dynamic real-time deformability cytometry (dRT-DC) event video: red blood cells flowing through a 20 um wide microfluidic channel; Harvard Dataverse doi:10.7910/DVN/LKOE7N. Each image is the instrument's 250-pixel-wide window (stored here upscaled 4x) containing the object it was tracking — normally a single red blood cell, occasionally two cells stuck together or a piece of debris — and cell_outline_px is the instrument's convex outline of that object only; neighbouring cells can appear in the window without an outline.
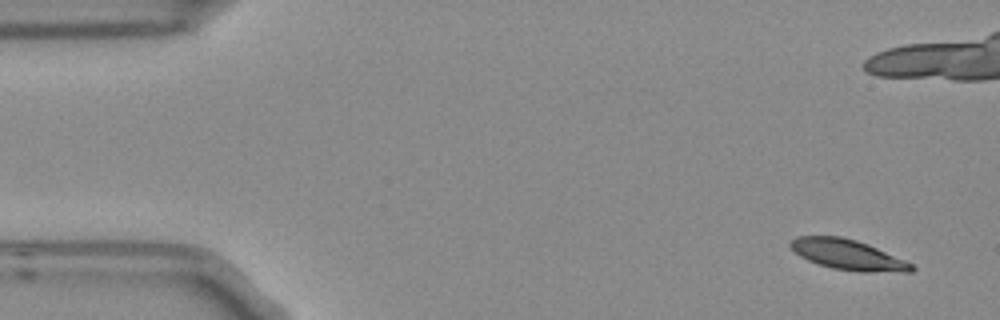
{"species": "Egyptian fruit bat (a non-hibernating species)", "species_latin": "Rousettus aegyptiacus", "temperature_condition": "room temperature", "stored_images_in_passage": 7, "camera_frame_rate_fps": 3000, "um_per_image_px": 0.085, "frame": {"image": 1, "passage_image": 1, "time_ms": 0.0, "image_size_px": [1000, 320], "cell_outline_px": [[916, 268], [912, 272], [860, 272], [832, 268], [808, 260], [800, 256], [788, 244], [796, 236], [840, 236], [856, 240], [868, 244], [904, 260], [912, 264]], "centroid_in_image_um": [72.08, 21.65], "position_along_channel_um": 12.9, "area_um2": 21.21}}
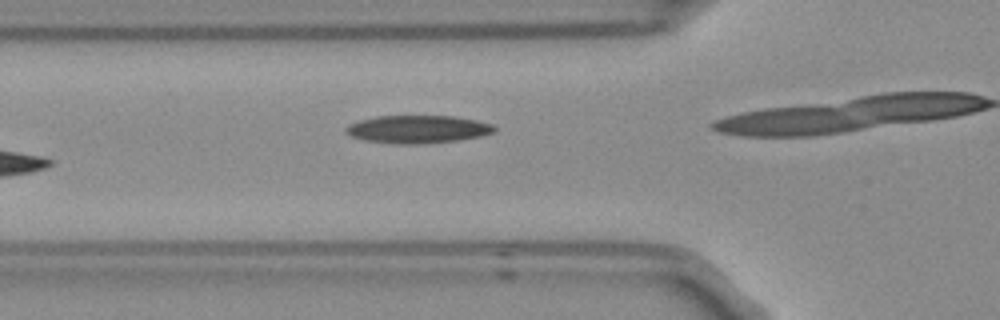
{"frame": {"image": 2, "passage_image": 6, "time_ms": 1.667, "image_size_px": [1000, 320], "cell_outline_px": [[496, 132], [480, 136], [460, 140], [424, 144], [400, 144], [364, 140], [352, 136], [344, 132], [344, 128], [348, 124], [360, 120], [376, 116], [452, 116], [476, 120], [492, 124], [496, 128]], "centroid_in_image_um": [35.51, 10.99], "position_along_channel_um": 90.3, "area_um2": 24.22}}